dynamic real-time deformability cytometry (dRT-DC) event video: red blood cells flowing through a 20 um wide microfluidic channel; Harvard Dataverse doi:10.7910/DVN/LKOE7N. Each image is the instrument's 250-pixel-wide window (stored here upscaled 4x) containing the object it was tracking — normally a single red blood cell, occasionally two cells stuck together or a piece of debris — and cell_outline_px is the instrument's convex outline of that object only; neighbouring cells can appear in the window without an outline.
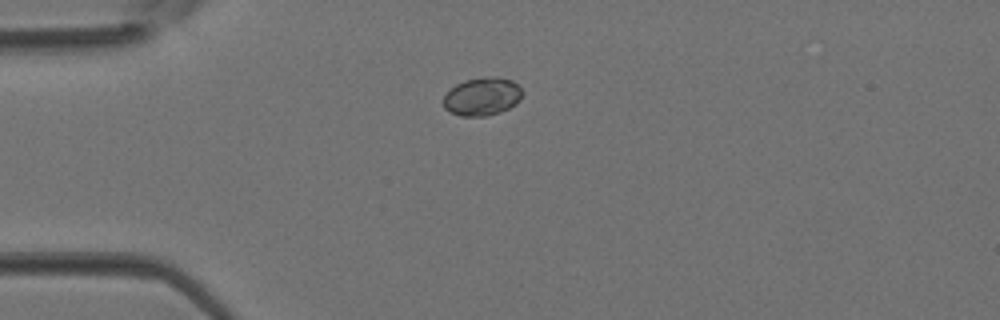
{"species": "Egyptian fruit bat (a non-hibernating species)", "species_latin": "Rousettus aegyptiacus", "temperature_condition": "room temperature", "stored_images_in_passage": 2, "camera_frame_rate_fps": 3000, "um_per_image_px": 0.085, "animal": {"sex": "female"}, "frame": {"image": 1, "passage_image": 1, "time_ms": 0.0, "image_size_px": [1000, 320], "cell_outline_px": [[524, 92], [520, 100], [516, 104], [500, 112], [484, 116], [460, 116], [448, 112], [444, 108], [444, 96], [456, 84], [464, 80], [484, 76], [496, 76], [512, 80], [520, 84]], "centroid_in_image_um": [41.02, 8.19], "position_along_channel_um": 44.0, "area_um2": 17.86}}